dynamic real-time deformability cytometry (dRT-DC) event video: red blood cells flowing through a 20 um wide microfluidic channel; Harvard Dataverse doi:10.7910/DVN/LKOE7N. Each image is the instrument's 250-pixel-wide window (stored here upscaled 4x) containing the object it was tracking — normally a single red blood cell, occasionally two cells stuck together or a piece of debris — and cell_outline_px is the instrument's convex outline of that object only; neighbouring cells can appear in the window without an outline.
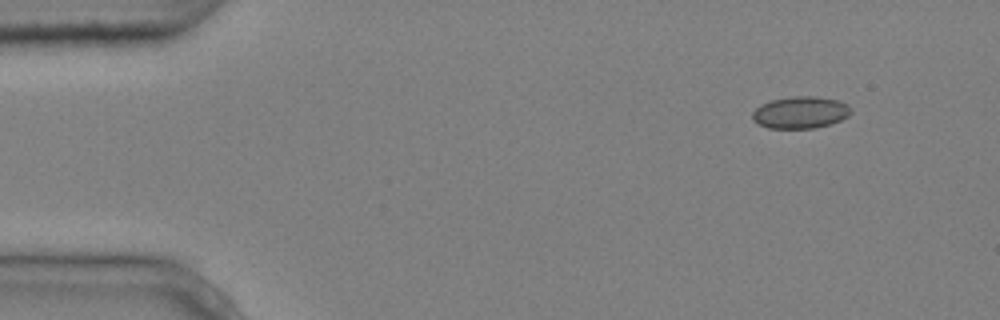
{"species": "common noctule bat (a hibernating species)", "species_latin": "Nyctalus noctula", "temperature_condition": "cold", "stored_images_in_passage": 5, "camera_frame_rate_fps": 3000, "um_per_image_px": 0.085, "animal": {"sex": "male", "body_mass_g": 20.4}, "frame": {"image": 1, "passage_image": 2, "time_ms": 0.333, "image_size_px": [1000, 320], "cell_outline_px": [[852, 112], [848, 116], [840, 120], [816, 128], [768, 128], [752, 120], [752, 112], [760, 104], [772, 100], [792, 96], [816, 96], [836, 100], [848, 104], [852, 108]], "centroid_in_image_um": [68.04, 9.55], "position_along_channel_um": 17.0, "area_um2": 18.38}}